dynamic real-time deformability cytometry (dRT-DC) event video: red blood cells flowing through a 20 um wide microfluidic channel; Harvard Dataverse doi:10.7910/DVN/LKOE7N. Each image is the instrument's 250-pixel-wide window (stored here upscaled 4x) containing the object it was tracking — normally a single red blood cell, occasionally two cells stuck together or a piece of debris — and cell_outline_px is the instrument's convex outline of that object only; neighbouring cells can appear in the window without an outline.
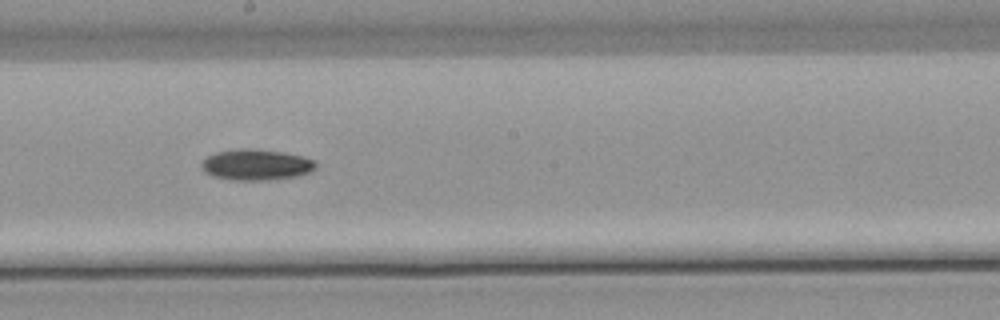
{"species": "common noctule bat (a hibernating species)", "species_latin": "Nyctalus noctula", "temperature_condition": "warm", "stored_images_in_passage": 8, "camera_frame_rate_fps": 3000, "um_per_image_px": 0.085, "animal": {"sex": "male", "body_mass_g": 21.5, "forearm_length_mm": 52.0}, "frame": {"image": 1, "passage_image": 7, "time_ms": 8.333, "image_size_px": [1000, 320], "cell_outline_px": [[316, 168], [308, 172], [296, 176], [272, 180], [236, 180], [216, 176], [204, 172], [200, 164], [208, 156], [216, 152], [240, 148], [256, 148], [284, 152], [300, 156], [312, 160], [316, 164]], "centroid_in_image_um": [21.76, 13.99], "position_along_channel_um": 226.4, "area_um2": 20.46}}
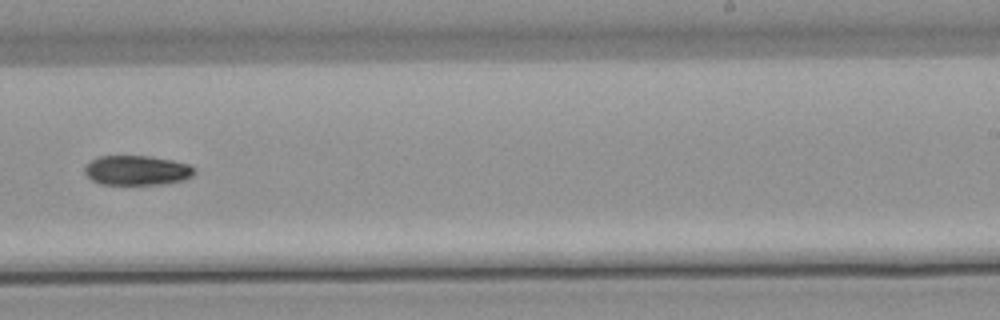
{"frame": {"image": 2, "passage_image": 8, "time_ms": 9.667, "image_size_px": [1000, 320], "cell_outline_px": [[196, 172], [192, 176], [184, 180], [164, 184], [100, 184], [92, 180], [84, 172], [84, 164], [88, 160], [96, 156], [148, 156], [172, 160], [188, 164], [196, 168]], "centroid_in_image_um": [11.61, 14.47], "position_along_channel_um": 277.4, "area_um2": 19.25}}